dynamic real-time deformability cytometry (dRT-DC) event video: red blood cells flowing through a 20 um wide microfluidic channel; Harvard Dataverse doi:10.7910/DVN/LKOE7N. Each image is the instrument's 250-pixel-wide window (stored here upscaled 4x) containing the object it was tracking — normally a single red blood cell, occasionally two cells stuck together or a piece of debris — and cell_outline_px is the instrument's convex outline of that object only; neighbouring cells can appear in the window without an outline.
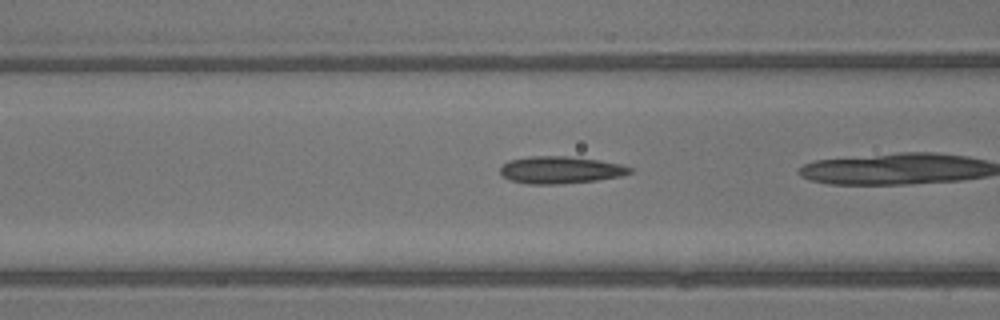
{"species": "common noctule bat (a hibernating species)", "species_latin": "Nyctalus noctula", "temperature_condition": "warm", "stored_images_in_passage": 31, "camera_frame_rate_fps": 3000, "um_per_image_px": 0.085, "animal": {"sex": "male", "body_mass_g": 13.3}, "frame": {"image": 1, "passage_image": 15, "time_ms": 4.667, "image_size_px": [1000, 320], "cell_outline_px": [[632, 172], [620, 176], [596, 180], [560, 184], [528, 184], [512, 180], [504, 176], [500, 172], [500, 168], [508, 160], [532, 156], [568, 156], [600, 160], [620, 164], [632, 168]], "centroid_in_image_um": [47.64, 14.44], "position_along_channel_um": 119.0, "area_um2": 20.4}}
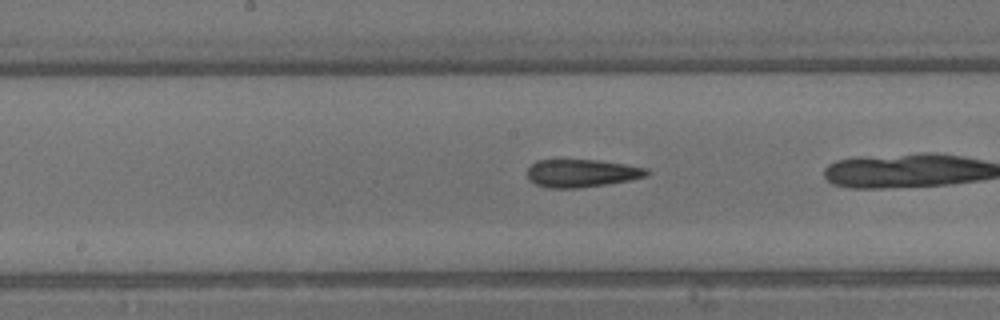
{"frame": {"image": 2, "passage_image": 20, "time_ms": 6.333, "image_size_px": [1000, 320], "cell_outline_px": [[652, 172], [648, 176], [628, 180], [604, 184], [576, 188], [548, 188], [536, 184], [528, 180], [528, 168], [536, 160], [596, 160], [624, 164], [648, 168]], "centroid_in_image_um": [49.45, 14.72], "position_along_channel_um": 198.7, "area_um2": 19.31}}